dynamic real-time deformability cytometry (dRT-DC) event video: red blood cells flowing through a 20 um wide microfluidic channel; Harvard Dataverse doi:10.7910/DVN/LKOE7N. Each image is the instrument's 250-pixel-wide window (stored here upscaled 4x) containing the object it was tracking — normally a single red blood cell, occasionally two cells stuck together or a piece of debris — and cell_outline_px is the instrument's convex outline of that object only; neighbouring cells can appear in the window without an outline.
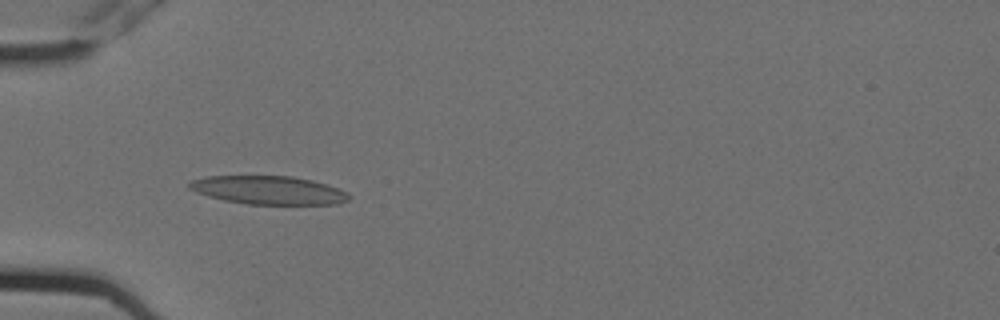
{"species": "Egyptian fruit bat (a non-hibernating species)", "species_latin": "Rousettus aegyptiacus", "temperature_condition": "cold", "stored_images_in_passage": 5, "camera_frame_rate_fps": 3000, "um_per_image_px": 0.085, "animal": {"sex": "female"}, "frame": {"image": 1, "passage_image": 4, "time_ms": 1.0, "image_size_px": [1000, 320], "cell_outline_px": [[352, 196], [348, 200], [336, 204], [248, 204], [224, 200], [208, 196], [196, 192], [188, 188], [188, 184], [192, 180], [208, 176], [292, 176], [312, 180], [328, 184], [348, 192]], "centroid_in_image_um": [22.86, 16.16], "position_along_channel_um": 62.1, "area_um2": 26.47}}
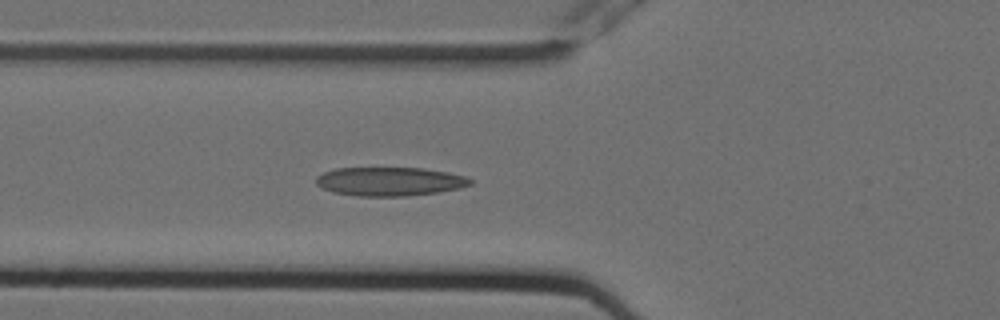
{"frame": {"image": 2, "passage_image": 5, "time_ms": 1.333, "image_size_px": [1000, 320], "cell_outline_px": [[472, 184], [460, 188], [440, 192], [404, 196], [356, 196], [332, 192], [320, 188], [316, 184], [316, 176], [324, 172], [336, 168], [424, 168], [448, 172], [464, 176], [472, 180]], "centroid_in_image_um": [33.1, 15.43], "position_along_channel_um": 92.7, "area_um2": 26.01}}